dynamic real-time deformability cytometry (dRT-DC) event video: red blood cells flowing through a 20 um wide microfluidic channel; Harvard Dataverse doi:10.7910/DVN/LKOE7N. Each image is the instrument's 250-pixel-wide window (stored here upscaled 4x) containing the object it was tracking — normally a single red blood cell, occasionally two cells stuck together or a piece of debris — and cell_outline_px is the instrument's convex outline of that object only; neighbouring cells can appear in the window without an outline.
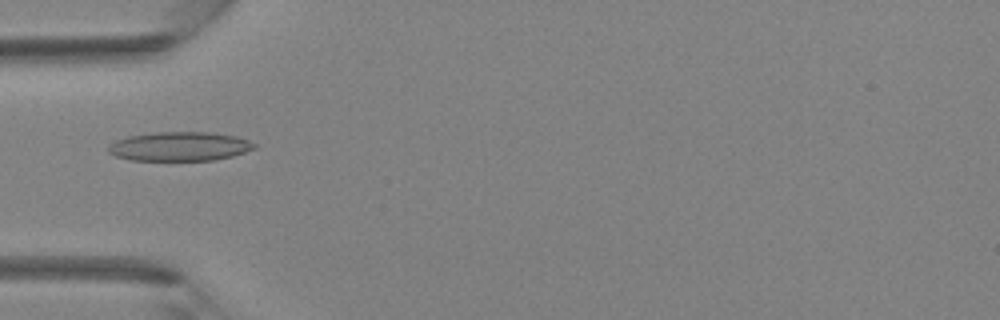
{"species": "Egyptian fruit bat (a non-hibernating species)", "species_latin": "Rousettus aegyptiacus", "temperature_condition": "room temperature", "stored_images_in_passage": 1, "camera_frame_rate_fps": 3000, "um_per_image_px": 0.085, "animal": {"sex": "female"}, "frame": {"image": 1, "passage_image": 1, "time_ms": 0.0, "image_size_px": [1000, 320], "cell_outline_px": [[256, 148], [232, 156], [216, 160], [132, 160], [116, 156], [108, 152], [108, 144], [116, 140], [128, 136], [152, 132], [208, 132], [236, 136], [248, 140], [256, 144]], "centroid_in_image_um": [15.25, 12.44], "position_along_channel_um": 69.7, "area_um2": 24.8}}